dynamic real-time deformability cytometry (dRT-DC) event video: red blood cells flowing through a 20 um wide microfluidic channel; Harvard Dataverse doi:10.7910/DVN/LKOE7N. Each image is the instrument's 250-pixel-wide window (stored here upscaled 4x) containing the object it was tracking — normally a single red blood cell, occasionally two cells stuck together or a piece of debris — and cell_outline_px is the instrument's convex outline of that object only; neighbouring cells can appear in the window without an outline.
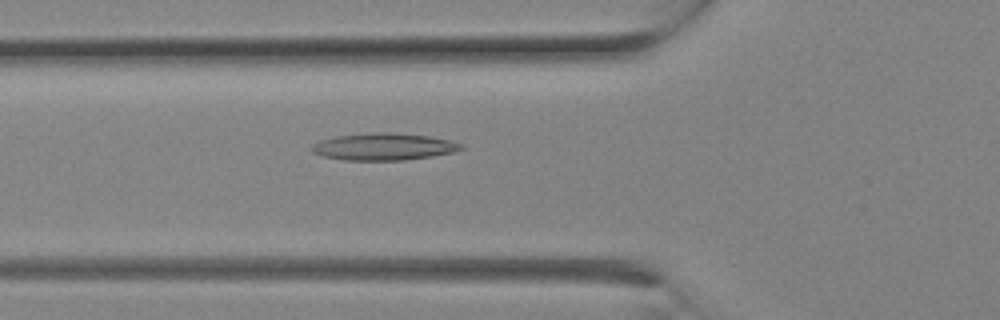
{"species": "Egyptian fruit bat (a non-hibernating species)", "species_latin": "Rousettus aegyptiacus", "temperature_condition": "room temperature", "stored_images_in_passage": 9, "camera_frame_rate_fps": 3000, "um_per_image_px": 0.085, "animal": {"sex": "female"}, "frame": {"image": 1, "passage_image": 9, "time_ms": 2.667, "image_size_px": [1000, 320], "cell_outline_px": [[464, 148], [452, 152], [432, 156], [404, 160], [344, 160], [324, 156], [312, 152], [308, 148], [312, 144], [320, 140], [336, 136], [376, 132], [392, 132], [428, 136], [452, 140], [464, 144]], "centroid_in_image_um": [32.61, 12.46], "position_along_channel_um": 93.2, "area_um2": 23.64}}